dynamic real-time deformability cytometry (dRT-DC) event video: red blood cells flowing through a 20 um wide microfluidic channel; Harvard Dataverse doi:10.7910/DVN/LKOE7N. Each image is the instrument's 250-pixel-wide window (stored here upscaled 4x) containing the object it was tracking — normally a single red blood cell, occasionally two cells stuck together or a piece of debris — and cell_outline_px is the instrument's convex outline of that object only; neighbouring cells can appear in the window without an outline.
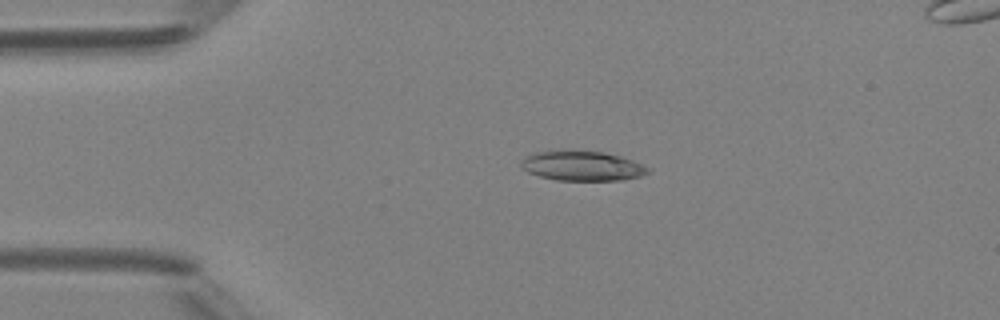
{"species": "Egyptian fruit bat (a non-hibernating species)", "species_latin": "Rousettus aegyptiacus", "temperature_condition": "room temperature", "stored_images_in_passage": 6, "camera_frame_rate_fps": 3000, "um_per_image_px": 0.085, "animal": {"sex": "female"}, "frame": {"image": 1, "passage_image": 4, "time_ms": 3.333, "image_size_px": [1000, 320], "cell_outline_px": [[648, 172], [640, 176], [624, 180], [556, 180], [540, 176], [528, 172], [520, 168], [520, 160], [524, 156], [536, 152], [572, 148], [600, 152], [620, 156], [632, 160], [648, 168]], "centroid_in_image_um": [49.39, 14.07], "position_along_channel_um": 35.6, "area_um2": 22.37}}